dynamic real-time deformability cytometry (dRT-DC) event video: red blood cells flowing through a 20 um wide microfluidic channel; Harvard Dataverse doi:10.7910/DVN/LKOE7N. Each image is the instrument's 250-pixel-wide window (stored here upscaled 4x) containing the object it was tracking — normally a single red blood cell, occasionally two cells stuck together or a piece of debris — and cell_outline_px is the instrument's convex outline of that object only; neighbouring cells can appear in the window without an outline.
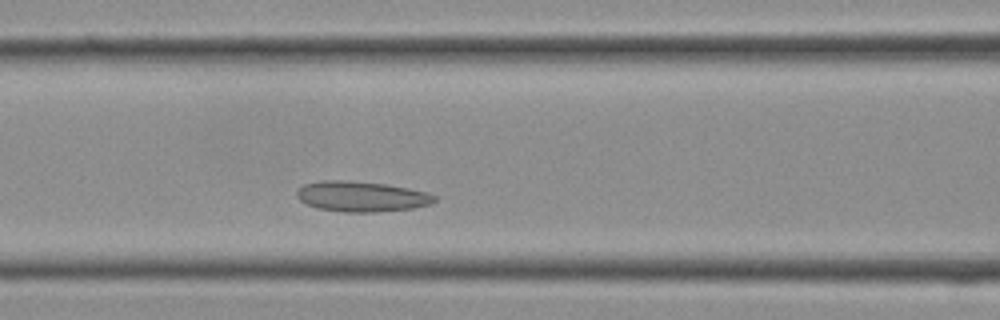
{"species": "Egyptian fruit bat (a non-hibernating species)", "species_latin": "Rousettus aegyptiacus", "temperature_condition": "cold", "stored_images_in_passage": 8, "camera_frame_rate_fps": 3000, "um_per_image_px": 0.085, "frame": {"image": 1, "passage_image": 6, "time_ms": 1.667, "image_size_px": [1000, 320], "cell_outline_px": [[436, 200], [428, 204], [412, 208], [376, 212], [344, 212], [316, 208], [304, 204], [296, 196], [296, 192], [304, 184], [320, 180], [344, 180], [384, 184], [408, 188], [428, 192], [436, 196]], "centroid_in_image_um": [30.68, 16.7], "position_along_channel_um": 135.9, "area_um2": 24.39}}
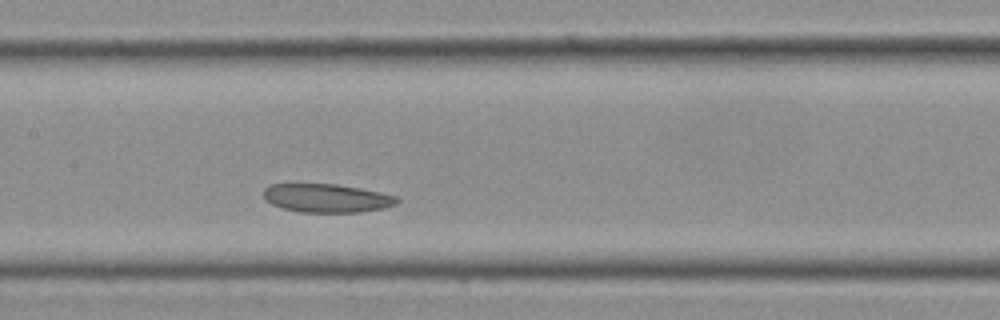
{"frame": {"image": 2, "passage_image": 8, "time_ms": 2.333, "image_size_px": [1000, 320], "cell_outline_px": [[400, 200], [396, 204], [384, 208], [360, 212], [300, 212], [280, 208], [272, 204], [264, 196], [264, 188], [268, 184], [336, 184], [360, 188], [380, 192], [396, 196]], "centroid_in_image_um": [27.77, 16.84], "position_along_channel_um": 179.6, "area_um2": 22.2}}